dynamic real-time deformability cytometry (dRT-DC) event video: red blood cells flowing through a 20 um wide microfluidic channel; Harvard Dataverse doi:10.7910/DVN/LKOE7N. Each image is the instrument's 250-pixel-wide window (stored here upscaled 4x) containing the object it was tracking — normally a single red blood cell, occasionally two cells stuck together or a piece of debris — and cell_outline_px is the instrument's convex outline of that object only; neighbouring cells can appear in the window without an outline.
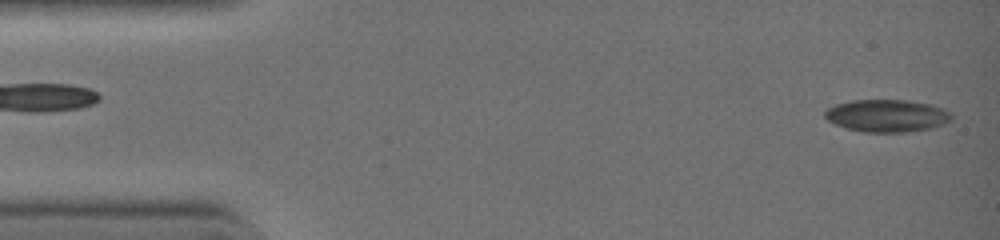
{"species": "common noctule bat (a hibernating species)", "species_latin": "Nyctalus noctula", "temperature_condition": "warm", "stored_images_in_passage": 39, "camera_frame_rate_fps": 3000, "um_per_image_px": 0.085, "animal": {"sex": "female", "body_mass_g": 19.0, "forearm_length_mm": 51.5}, "frame": {"image": 1, "passage_image": 1, "time_ms": 0.0, "image_size_px": [1000, 240], "cell_outline_px": [[952, 116], [948, 120], [940, 124], [928, 128], [904, 132], [864, 132], [848, 128], [836, 124], [828, 120], [824, 116], [824, 112], [828, 108], [836, 104], [852, 100], [904, 100], [928, 104], [940, 108], [948, 112]], "centroid_in_image_um": [75.31, 9.83], "position_along_channel_um": 9.7, "area_um2": 23.29}}
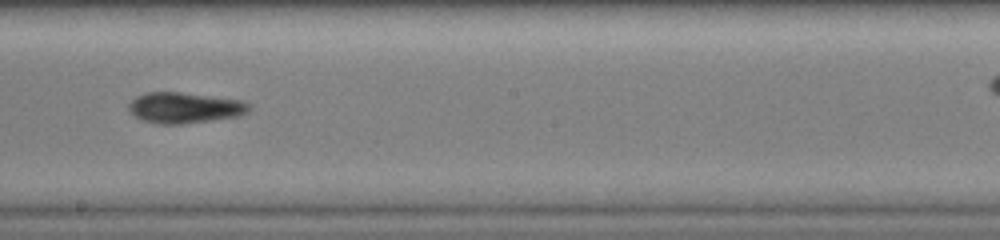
{"frame": {"image": 2, "passage_image": 24, "time_ms": 7.667, "image_size_px": [1000, 240], "cell_outline_px": [[248, 108], [244, 112], [236, 116], [212, 120], [184, 124], [160, 124], [140, 120], [128, 108], [128, 104], [136, 96], [148, 92], [180, 92], [240, 100], [248, 104]], "centroid_in_image_um": [15.61, 9.16], "position_along_channel_um": 232.6, "area_um2": 21.21}}
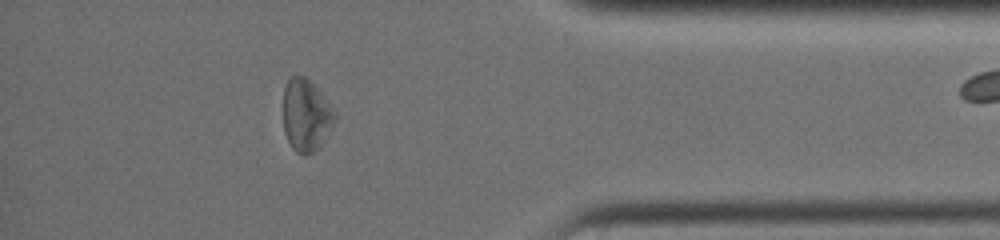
{"frame": {"image": 3, "passage_image": 37, "time_ms": 12.0, "image_size_px": [1000, 240], "cell_outline_px": [[336, 120], [324, 140], [312, 152], [304, 156], [296, 152], [292, 148], [284, 132], [284, 88], [288, 80], [292, 76], [304, 76], [320, 92], [336, 112]], "centroid_in_image_um": [26.01, 9.81], "position_along_channel_um": 409.2, "area_um2": 21.39}}